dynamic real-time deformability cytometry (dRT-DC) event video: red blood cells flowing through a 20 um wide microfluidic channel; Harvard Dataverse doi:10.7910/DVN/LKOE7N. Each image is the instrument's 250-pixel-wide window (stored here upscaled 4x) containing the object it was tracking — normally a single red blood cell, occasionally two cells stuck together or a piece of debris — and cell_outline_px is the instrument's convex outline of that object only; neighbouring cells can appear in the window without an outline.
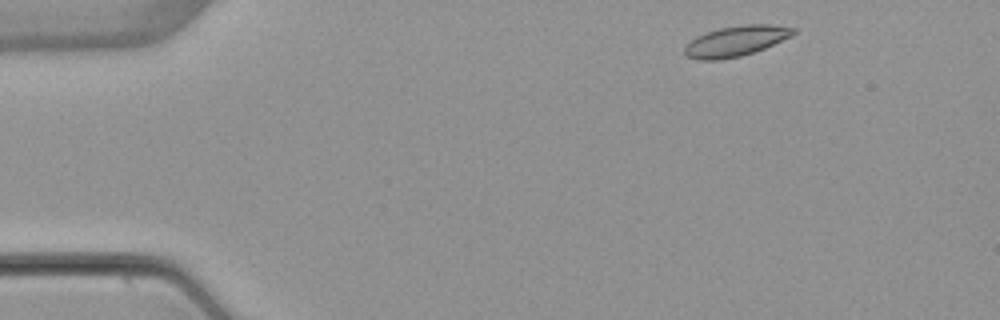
{"species": "common noctule bat (a hibernating species)", "species_latin": "Nyctalus noctula", "temperature_condition": "warm", "stored_images_in_passage": 5, "camera_frame_rate_fps": 3000, "um_per_image_px": 0.085, "animal": {"sex": "female", "body_mass_g": 22.7, "forearm_length_mm": 54.2}, "frame": {"image": 1, "passage_image": 1, "time_ms": 0.0, "image_size_px": [1000, 320], "cell_outline_px": [[796, 32], [792, 36], [764, 48], [740, 56], [720, 60], [696, 60], [684, 56], [684, 44], [696, 36], [720, 28], [744, 24], [768, 24], [796, 28]], "centroid_in_image_um": [62.5, 3.5], "position_along_channel_um": 22.5, "area_um2": 19.36}}
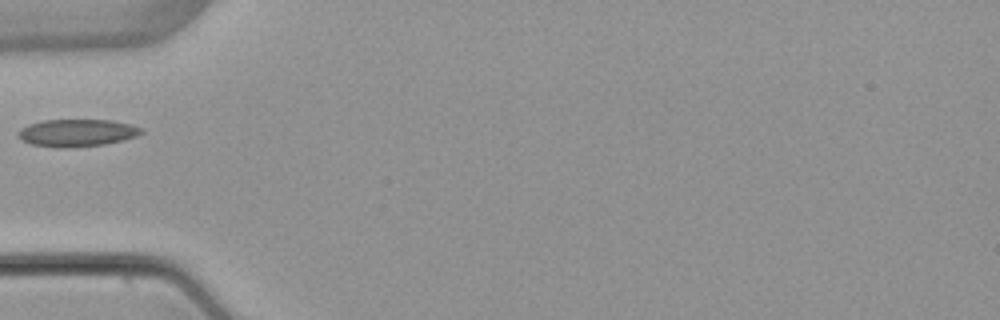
{"frame": {"image": 2, "passage_image": 4, "time_ms": 3.667, "image_size_px": [1000, 320], "cell_outline_px": [[144, 132], [136, 136], [124, 140], [104, 144], [68, 148], [60, 148], [32, 144], [16, 136], [16, 132], [20, 128], [28, 124], [44, 120], [112, 120], [128, 124], [140, 128]], "centroid_in_image_um": [6.5, 11.29], "position_along_channel_um": 78.5, "area_um2": 19.59}}
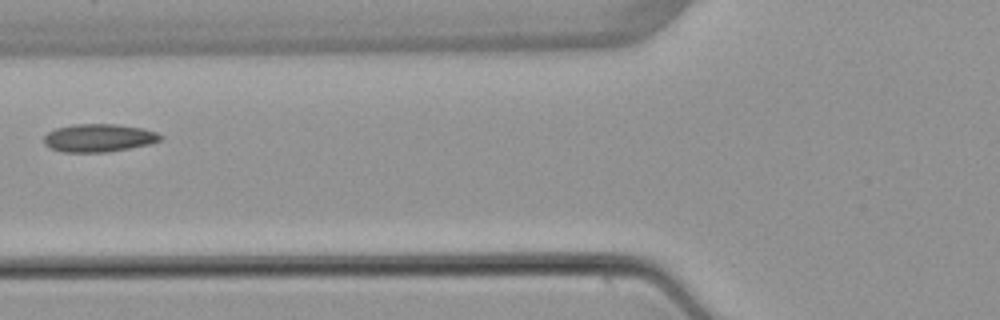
{"frame": {"image": 3, "passage_image": 5, "time_ms": 4.667, "image_size_px": [1000, 320], "cell_outline_px": [[164, 136], [160, 140], [148, 144], [108, 152], [64, 152], [48, 148], [44, 144], [44, 136], [48, 132], [56, 128], [72, 124], [116, 124], [140, 128], [156, 132]], "centroid_in_image_um": [8.35, 11.72], "position_along_channel_um": 117.5, "area_um2": 18.96}}